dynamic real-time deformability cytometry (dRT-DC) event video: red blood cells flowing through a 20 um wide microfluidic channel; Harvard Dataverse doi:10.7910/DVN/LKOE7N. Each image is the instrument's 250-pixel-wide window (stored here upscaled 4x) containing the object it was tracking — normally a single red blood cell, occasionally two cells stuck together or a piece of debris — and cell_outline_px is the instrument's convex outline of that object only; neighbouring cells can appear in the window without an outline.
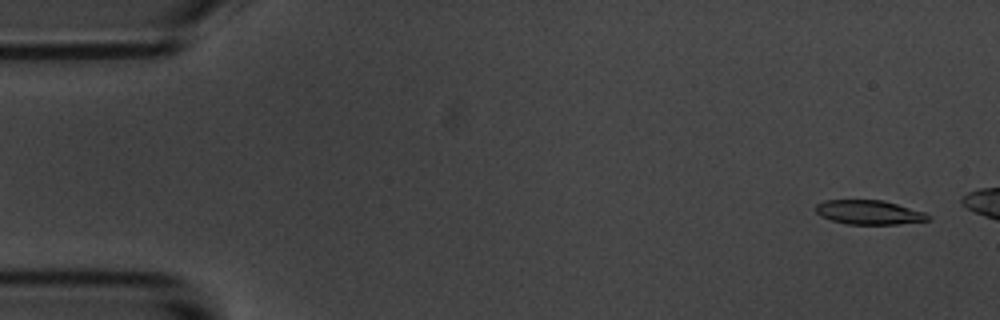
{"species": "common noctule bat (a hibernating species)", "species_latin": "Nyctalus noctula", "temperature_condition": "room temperature", "stored_images_in_passage": 13, "camera_frame_rate_fps": 3000, "um_per_image_px": 0.085, "animal": {"sex": "male", "body_mass_g": 20.1, "forearm_length_mm": 53.5}, "frame": {"image": 1, "passage_image": 3, "time_ms": 0.667, "image_size_px": [1000, 320], "cell_outline_px": [[932, 220], [896, 224], [848, 224], [832, 220], [820, 216], [816, 212], [816, 204], [824, 200], [884, 200], [924, 212], [932, 216]], "centroid_in_image_um": [73.89, 18.04], "position_along_channel_um": 11.1, "area_um2": 15.9}}